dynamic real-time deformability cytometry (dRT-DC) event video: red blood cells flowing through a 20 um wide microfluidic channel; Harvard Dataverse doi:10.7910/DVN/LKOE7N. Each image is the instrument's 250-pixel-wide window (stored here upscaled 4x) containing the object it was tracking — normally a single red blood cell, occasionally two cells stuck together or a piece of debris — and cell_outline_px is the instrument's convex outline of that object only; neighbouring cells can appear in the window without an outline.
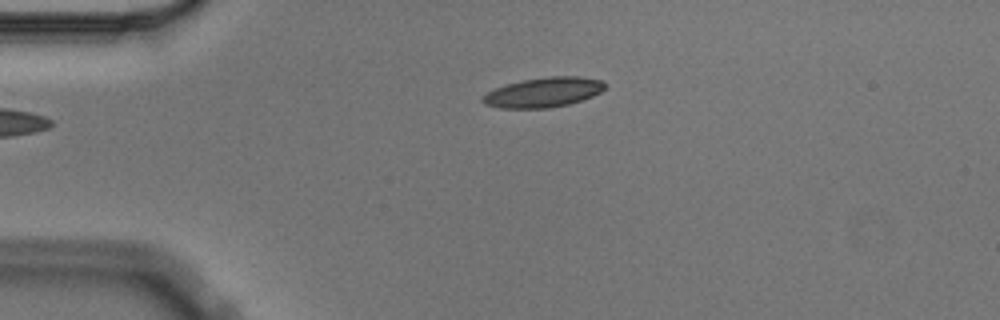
{"species": "Egyptian fruit bat (a non-hibernating species)", "species_latin": "Rousettus aegyptiacus", "temperature_condition": "cold", "stored_images_in_passage": 4, "camera_frame_rate_fps": 3000, "um_per_image_px": 0.085, "animal": {"sex": "male"}, "frame": {"image": 1, "passage_image": 4, "time_ms": 1.0, "image_size_px": [1000, 320], "cell_outline_px": [[604, 88], [600, 92], [592, 96], [568, 104], [548, 108], [500, 108], [484, 104], [480, 100], [488, 92], [496, 88], [508, 84], [524, 80], [552, 76], [580, 76], [600, 80], [604, 84]], "centroid_in_image_um": [46.18, 7.85], "position_along_channel_um": 38.8, "area_um2": 20.87}}